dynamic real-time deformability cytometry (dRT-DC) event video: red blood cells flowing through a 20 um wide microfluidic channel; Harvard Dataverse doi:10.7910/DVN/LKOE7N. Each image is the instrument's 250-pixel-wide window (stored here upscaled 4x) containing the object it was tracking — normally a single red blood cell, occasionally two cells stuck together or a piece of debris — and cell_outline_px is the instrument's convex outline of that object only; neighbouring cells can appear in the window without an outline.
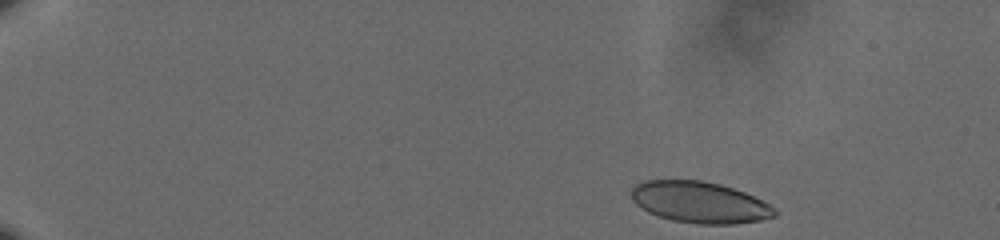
{"species": "human", "species_latin": "Homo sapiens", "temperature_condition": "cold", "stored_images_in_passage": 52, "camera_frame_rate_fps": 3000, "um_per_image_px": 0.085, "donor": {"sex": "male"}, "frame": {"image": 1, "passage_image": 2, "time_ms": 0.333, "image_size_px": [1000, 240], "cell_outline_px": [[776, 216], [760, 220], [736, 224], [696, 224], [672, 220], [648, 212], [636, 204], [632, 200], [632, 188], [636, 184], [648, 180], [700, 180], [720, 184], [744, 192], [776, 208]], "centroid_in_image_um": [59.47, 17.2], "position_along_channel_um": 25.5, "area_um2": 34.33}}
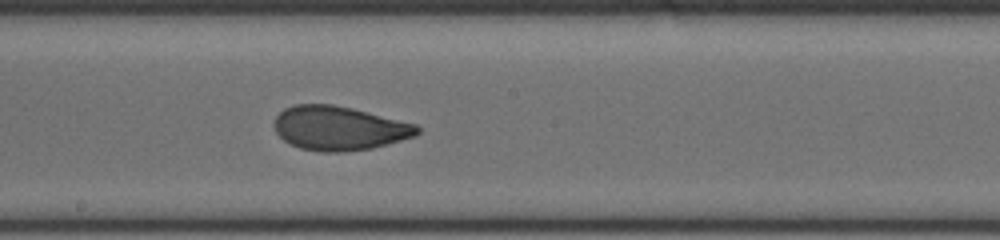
{"frame": {"image": 2, "passage_image": 29, "time_ms": 9.333, "image_size_px": [1000, 240], "cell_outline_px": [[420, 132], [416, 136], [372, 148], [340, 152], [324, 152], [300, 148], [284, 140], [276, 132], [272, 124], [276, 116], [284, 108], [296, 104], [332, 104], [352, 108], [416, 124], [420, 128]], "centroid_in_image_um": [28.81, 10.89], "position_along_channel_um": 219.4, "area_um2": 36.7}}
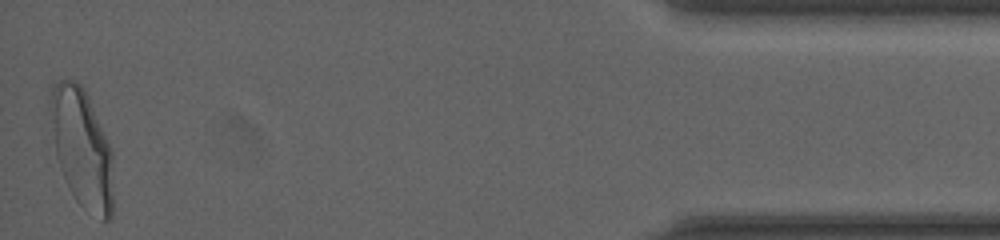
{"frame": {"image": 3, "passage_image": 52, "time_ms": 17.0, "image_size_px": [1000, 240], "cell_outline_px": [[112, 216], [108, 220], [104, 220], [84, 208], [76, 200], [60, 168], [56, 156], [48, 104], [48, 84], [60, 80], [76, 80], [84, 88], [88, 96], [112, 148]], "centroid_in_image_um": [6.93, 12.49], "position_along_channel_um": 428.3, "area_um2": 43.81}, "authors_computed_cell_mechanics": {"area_um2": 36.5296, "velocity_mm_per_s": 3.6228, "shape_relaxation_time_tau1_ms": 7.6477, "shape_relaxation_time_tau2_ms": 0.9587, "deformation_change_tau1": 0.1988, "deformation_change_tau2": 0.0686}}